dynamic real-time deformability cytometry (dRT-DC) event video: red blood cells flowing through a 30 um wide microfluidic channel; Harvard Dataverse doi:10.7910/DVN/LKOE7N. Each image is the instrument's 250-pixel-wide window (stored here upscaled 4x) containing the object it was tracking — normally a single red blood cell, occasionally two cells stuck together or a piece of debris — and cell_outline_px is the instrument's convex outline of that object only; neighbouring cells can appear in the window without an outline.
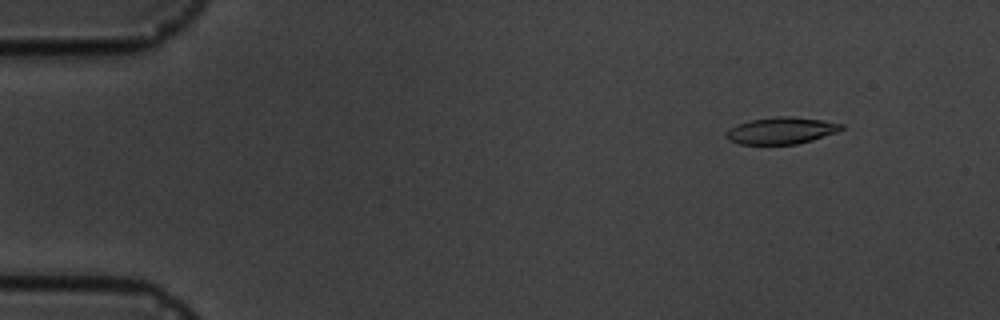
{"species": "common noctule bat (a hibernating species)", "species_latin": "Nyctalus noctula", "temperature_condition": "cold", "stored_images_in_passage": 6, "camera_frame_rate_fps": 3000, "um_per_image_px": 0.085, "animal": {"sex": "male", "body_mass_g": 19.5, "forearm_length_mm": 54.6}, "frame": {"image": 1, "passage_image": 2, "time_ms": 1.0, "image_size_px": [1000, 320], "cell_outline_px": [[844, 128], [836, 132], [812, 140], [796, 144], [740, 144], [728, 140], [724, 136], [724, 132], [728, 128], [736, 124], [752, 120], [776, 116], [792, 116], [820, 120], [844, 124]], "centroid_in_image_um": [66.35, 11.1], "position_along_channel_um": 18.7, "area_um2": 18.03}}
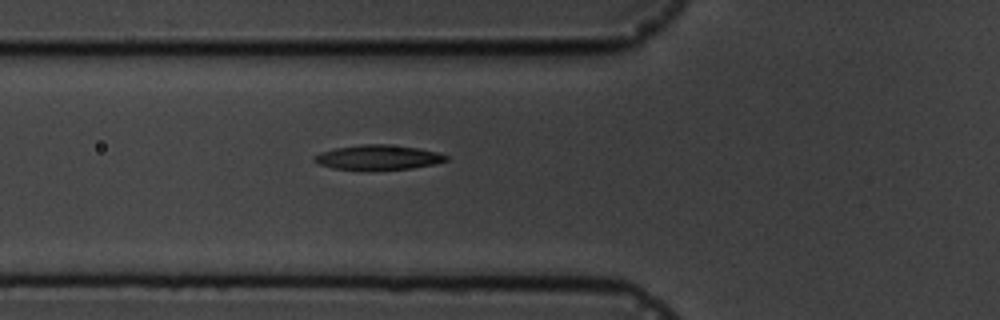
{"frame": {"image": 2, "passage_image": 6, "time_ms": 5.667, "image_size_px": [1000, 320], "cell_outline_px": [[448, 160], [432, 164], [412, 168], [364, 172], [332, 168], [320, 164], [312, 160], [312, 156], [320, 152], [336, 148], [360, 144], [388, 144], [420, 148], [436, 152], [448, 156]], "centroid_in_image_um": [32.08, 13.4], "position_along_channel_um": 93.7, "area_um2": 19.59}}